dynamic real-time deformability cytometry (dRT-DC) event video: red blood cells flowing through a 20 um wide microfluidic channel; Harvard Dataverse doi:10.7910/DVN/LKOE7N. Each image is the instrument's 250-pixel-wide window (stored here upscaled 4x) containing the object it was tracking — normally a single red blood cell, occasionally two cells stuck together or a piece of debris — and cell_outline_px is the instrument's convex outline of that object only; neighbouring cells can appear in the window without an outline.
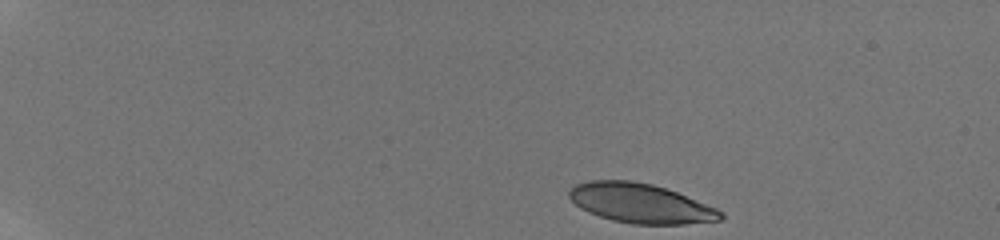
{"species": "human", "species_latin": "Homo sapiens", "temperature_condition": "room temperature", "stored_images_in_passage": 47, "camera_frame_rate_fps": 3000, "um_per_image_px": 0.085, "donor": {"sex": "male"}, "frame": {"image": 1, "passage_image": 1, "time_ms": 0.0, "image_size_px": [1000, 240], "cell_outline_px": [[724, 220], [684, 224], [632, 224], [612, 220], [588, 212], [580, 208], [568, 196], [568, 192], [576, 184], [588, 180], [632, 180], [652, 184], [676, 192], [716, 208], [724, 216]], "centroid_in_image_um": [54.43, 17.28], "position_along_channel_um": 30.6, "area_um2": 34.68}}
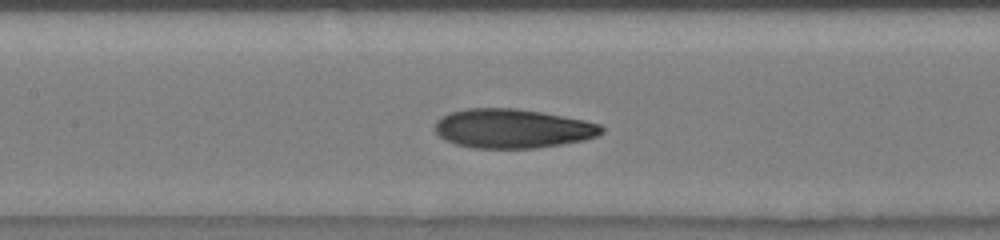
{"frame": {"image": 2, "passage_image": 21, "time_ms": 6.667, "image_size_px": [1000, 240], "cell_outline_px": [[604, 132], [596, 136], [584, 140], [564, 144], [536, 148], [476, 148], [456, 144], [444, 140], [436, 132], [436, 120], [440, 116], [464, 108], [516, 108], [564, 116], [584, 120], [600, 124], [604, 128]], "centroid_in_image_um": [43.57, 10.92], "position_along_channel_um": 163.8, "area_um2": 38.15}}
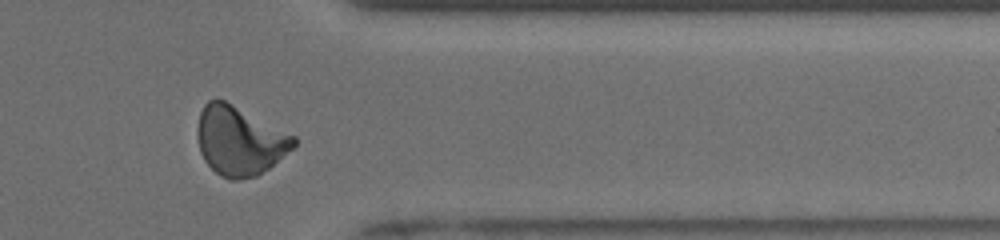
{"frame": {"image": 3, "passage_image": 39, "time_ms": 12.667, "image_size_px": [1000, 240], "cell_outline_px": [[296, 144], [292, 148], [268, 168], [256, 176], [240, 180], [228, 180], [220, 176], [204, 160], [200, 152], [196, 132], [200, 112], [204, 104], [208, 100], [224, 100], [296, 136]], "centroid_in_image_um": [20.33, 11.98], "position_along_channel_um": 391.1, "area_um2": 38.49}, "authors_computed_cell_mechanics": {"area_um2": 37.2232, "velocity_mm_per_s": 3.8461, "shape_relaxation_time_tau1_ms": 6.5765, "shape_relaxation_time_tau2_ms": 1.5305, "deformation_change_tau1": 0.2208, "deformation_change_tau2": 0.0817}}